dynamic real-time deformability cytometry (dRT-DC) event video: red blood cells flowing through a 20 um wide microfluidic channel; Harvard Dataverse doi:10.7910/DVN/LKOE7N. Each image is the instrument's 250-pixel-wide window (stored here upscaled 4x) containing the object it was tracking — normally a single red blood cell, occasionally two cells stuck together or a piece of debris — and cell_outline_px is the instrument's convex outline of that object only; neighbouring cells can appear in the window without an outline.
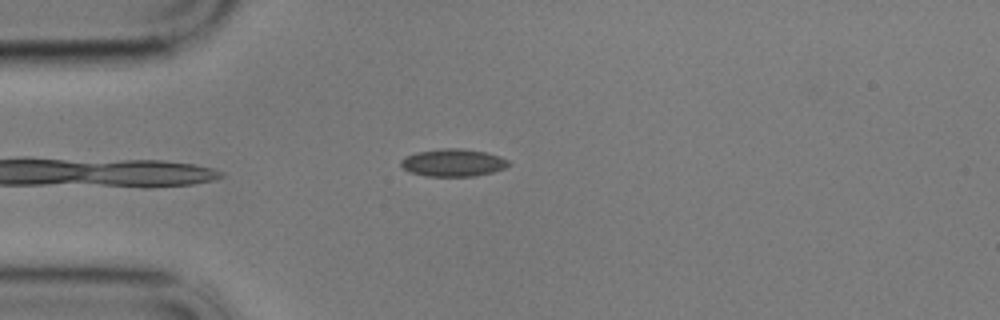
{"species": "common noctule bat (a hibernating species)", "species_latin": "Nyctalus noctula", "temperature_condition": "cold", "stored_images_in_passage": 26, "camera_frame_rate_fps": 3000, "um_per_image_px": 0.085, "animal": {"sex": "male", "body_mass_g": 17.9}, "frame": {"image": 1, "passage_image": 1, "time_ms": 0.0, "image_size_px": [1000, 320], "cell_outline_px": [[512, 164], [504, 168], [492, 172], [476, 176], [424, 176], [408, 172], [400, 164], [400, 160], [404, 156], [416, 152], [444, 148], [460, 148], [484, 152], [500, 156], [508, 160]], "centroid_in_image_um": [38.49, 13.83], "position_along_channel_um": 46.5, "area_um2": 17.4}}
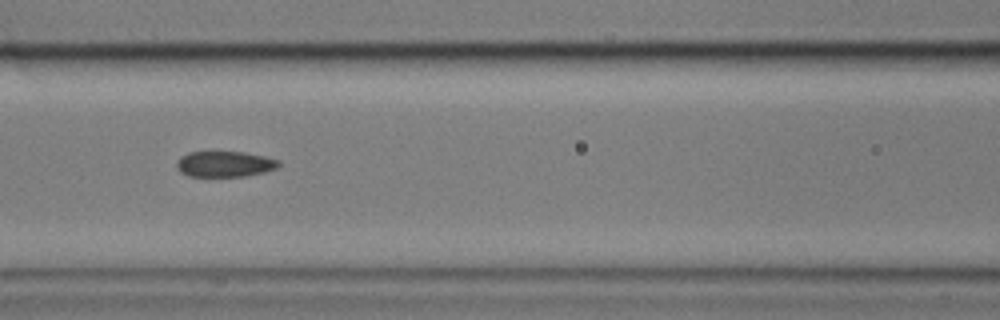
{"frame": {"image": 2, "passage_image": 11, "time_ms": 3.333, "image_size_px": [1000, 320], "cell_outline_px": [[280, 164], [276, 168], [264, 172], [248, 176], [188, 176], [180, 172], [176, 168], [176, 160], [180, 156], [188, 152], [244, 152], [264, 156], [280, 160]], "centroid_in_image_um": [19.07, 13.94], "position_along_channel_um": 147.5, "area_um2": 15.43}}
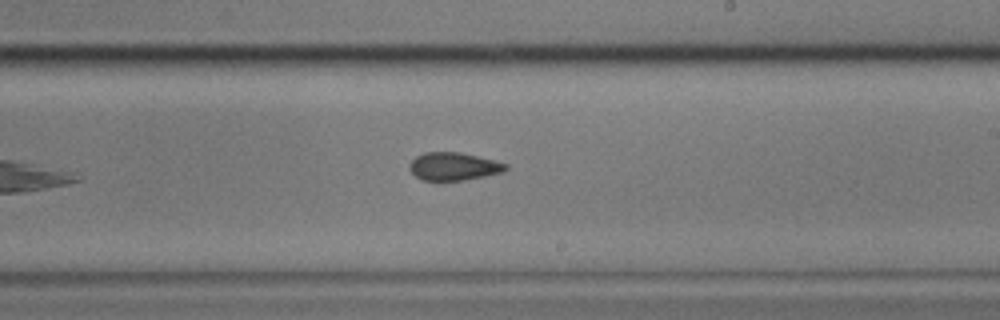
{"frame": {"image": 3, "passage_image": 20, "time_ms": 6.333, "image_size_px": [1000, 320], "cell_outline_px": [[508, 168], [504, 172], [464, 180], [424, 180], [416, 176], [408, 168], [408, 164], [416, 156], [424, 152], [460, 152], [508, 164]], "centroid_in_image_um": [38.55, 14.14], "position_along_channel_um": 250.5, "area_um2": 15.55}}